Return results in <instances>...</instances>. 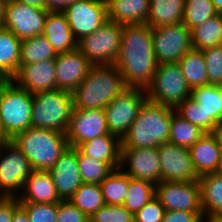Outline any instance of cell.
Returning <instances> with one entry per match:
<instances>
[{
    "mask_svg": "<svg viewBox=\"0 0 222 222\" xmlns=\"http://www.w3.org/2000/svg\"><path fill=\"white\" fill-rule=\"evenodd\" d=\"M123 25L107 21L93 33L80 38L77 49L92 65L115 64L121 45Z\"/></svg>",
    "mask_w": 222,
    "mask_h": 222,
    "instance_id": "obj_8",
    "label": "cell"
},
{
    "mask_svg": "<svg viewBox=\"0 0 222 222\" xmlns=\"http://www.w3.org/2000/svg\"><path fill=\"white\" fill-rule=\"evenodd\" d=\"M73 101L71 93L59 89L34 94L31 127L67 133Z\"/></svg>",
    "mask_w": 222,
    "mask_h": 222,
    "instance_id": "obj_5",
    "label": "cell"
},
{
    "mask_svg": "<svg viewBox=\"0 0 222 222\" xmlns=\"http://www.w3.org/2000/svg\"><path fill=\"white\" fill-rule=\"evenodd\" d=\"M191 91L178 62L159 64L146 88L147 100L171 108L190 97Z\"/></svg>",
    "mask_w": 222,
    "mask_h": 222,
    "instance_id": "obj_7",
    "label": "cell"
},
{
    "mask_svg": "<svg viewBox=\"0 0 222 222\" xmlns=\"http://www.w3.org/2000/svg\"><path fill=\"white\" fill-rule=\"evenodd\" d=\"M203 212L165 211L162 222H203Z\"/></svg>",
    "mask_w": 222,
    "mask_h": 222,
    "instance_id": "obj_45",
    "label": "cell"
},
{
    "mask_svg": "<svg viewBox=\"0 0 222 222\" xmlns=\"http://www.w3.org/2000/svg\"><path fill=\"white\" fill-rule=\"evenodd\" d=\"M20 203H59V198L52 177L48 171L34 170L25 179L21 194L17 197Z\"/></svg>",
    "mask_w": 222,
    "mask_h": 222,
    "instance_id": "obj_21",
    "label": "cell"
},
{
    "mask_svg": "<svg viewBox=\"0 0 222 222\" xmlns=\"http://www.w3.org/2000/svg\"><path fill=\"white\" fill-rule=\"evenodd\" d=\"M12 222H30L28 215L21 206L15 210Z\"/></svg>",
    "mask_w": 222,
    "mask_h": 222,
    "instance_id": "obj_48",
    "label": "cell"
},
{
    "mask_svg": "<svg viewBox=\"0 0 222 222\" xmlns=\"http://www.w3.org/2000/svg\"><path fill=\"white\" fill-rule=\"evenodd\" d=\"M146 100V89L142 88L128 87L119 94L104 108L109 133L122 140Z\"/></svg>",
    "mask_w": 222,
    "mask_h": 222,
    "instance_id": "obj_10",
    "label": "cell"
},
{
    "mask_svg": "<svg viewBox=\"0 0 222 222\" xmlns=\"http://www.w3.org/2000/svg\"><path fill=\"white\" fill-rule=\"evenodd\" d=\"M216 86H217V89L219 91V94H220V97H221V100H222V83H219Z\"/></svg>",
    "mask_w": 222,
    "mask_h": 222,
    "instance_id": "obj_57",
    "label": "cell"
},
{
    "mask_svg": "<svg viewBox=\"0 0 222 222\" xmlns=\"http://www.w3.org/2000/svg\"><path fill=\"white\" fill-rule=\"evenodd\" d=\"M218 141H219V144H220V148H221V152H222V125L219 126L215 131H214Z\"/></svg>",
    "mask_w": 222,
    "mask_h": 222,
    "instance_id": "obj_54",
    "label": "cell"
},
{
    "mask_svg": "<svg viewBox=\"0 0 222 222\" xmlns=\"http://www.w3.org/2000/svg\"><path fill=\"white\" fill-rule=\"evenodd\" d=\"M30 222H57L58 203H20Z\"/></svg>",
    "mask_w": 222,
    "mask_h": 222,
    "instance_id": "obj_40",
    "label": "cell"
},
{
    "mask_svg": "<svg viewBox=\"0 0 222 222\" xmlns=\"http://www.w3.org/2000/svg\"><path fill=\"white\" fill-rule=\"evenodd\" d=\"M203 222H222V215L204 217Z\"/></svg>",
    "mask_w": 222,
    "mask_h": 222,
    "instance_id": "obj_53",
    "label": "cell"
},
{
    "mask_svg": "<svg viewBox=\"0 0 222 222\" xmlns=\"http://www.w3.org/2000/svg\"><path fill=\"white\" fill-rule=\"evenodd\" d=\"M28 158L10 141L0 148V197L17 198L32 172Z\"/></svg>",
    "mask_w": 222,
    "mask_h": 222,
    "instance_id": "obj_9",
    "label": "cell"
},
{
    "mask_svg": "<svg viewBox=\"0 0 222 222\" xmlns=\"http://www.w3.org/2000/svg\"><path fill=\"white\" fill-rule=\"evenodd\" d=\"M69 201L88 217L105 205L100 184L82 183Z\"/></svg>",
    "mask_w": 222,
    "mask_h": 222,
    "instance_id": "obj_33",
    "label": "cell"
},
{
    "mask_svg": "<svg viewBox=\"0 0 222 222\" xmlns=\"http://www.w3.org/2000/svg\"><path fill=\"white\" fill-rule=\"evenodd\" d=\"M11 1L26 3L28 5H32L38 8H45L44 0H11Z\"/></svg>",
    "mask_w": 222,
    "mask_h": 222,
    "instance_id": "obj_50",
    "label": "cell"
},
{
    "mask_svg": "<svg viewBox=\"0 0 222 222\" xmlns=\"http://www.w3.org/2000/svg\"><path fill=\"white\" fill-rule=\"evenodd\" d=\"M105 204L123 205L129 187V176L120 168L114 169L101 183Z\"/></svg>",
    "mask_w": 222,
    "mask_h": 222,
    "instance_id": "obj_35",
    "label": "cell"
},
{
    "mask_svg": "<svg viewBox=\"0 0 222 222\" xmlns=\"http://www.w3.org/2000/svg\"><path fill=\"white\" fill-rule=\"evenodd\" d=\"M218 15H222V0H211Z\"/></svg>",
    "mask_w": 222,
    "mask_h": 222,
    "instance_id": "obj_52",
    "label": "cell"
},
{
    "mask_svg": "<svg viewBox=\"0 0 222 222\" xmlns=\"http://www.w3.org/2000/svg\"><path fill=\"white\" fill-rule=\"evenodd\" d=\"M205 132L197 125L183 119L175 111L172 114L168 142L180 147L190 148Z\"/></svg>",
    "mask_w": 222,
    "mask_h": 222,
    "instance_id": "obj_34",
    "label": "cell"
},
{
    "mask_svg": "<svg viewBox=\"0 0 222 222\" xmlns=\"http://www.w3.org/2000/svg\"><path fill=\"white\" fill-rule=\"evenodd\" d=\"M198 182L203 216L222 215V176L205 174L199 177Z\"/></svg>",
    "mask_w": 222,
    "mask_h": 222,
    "instance_id": "obj_28",
    "label": "cell"
},
{
    "mask_svg": "<svg viewBox=\"0 0 222 222\" xmlns=\"http://www.w3.org/2000/svg\"><path fill=\"white\" fill-rule=\"evenodd\" d=\"M108 20L120 25L146 23L150 0H106Z\"/></svg>",
    "mask_w": 222,
    "mask_h": 222,
    "instance_id": "obj_25",
    "label": "cell"
},
{
    "mask_svg": "<svg viewBox=\"0 0 222 222\" xmlns=\"http://www.w3.org/2000/svg\"><path fill=\"white\" fill-rule=\"evenodd\" d=\"M185 0H150L146 21L151 28L183 23Z\"/></svg>",
    "mask_w": 222,
    "mask_h": 222,
    "instance_id": "obj_27",
    "label": "cell"
},
{
    "mask_svg": "<svg viewBox=\"0 0 222 222\" xmlns=\"http://www.w3.org/2000/svg\"><path fill=\"white\" fill-rule=\"evenodd\" d=\"M77 161L83 183L100 184L114 170L107 162L90 158L78 148Z\"/></svg>",
    "mask_w": 222,
    "mask_h": 222,
    "instance_id": "obj_37",
    "label": "cell"
},
{
    "mask_svg": "<svg viewBox=\"0 0 222 222\" xmlns=\"http://www.w3.org/2000/svg\"><path fill=\"white\" fill-rule=\"evenodd\" d=\"M42 34L47 38L57 54L77 49L78 40L75 38L63 12H48Z\"/></svg>",
    "mask_w": 222,
    "mask_h": 222,
    "instance_id": "obj_22",
    "label": "cell"
},
{
    "mask_svg": "<svg viewBox=\"0 0 222 222\" xmlns=\"http://www.w3.org/2000/svg\"><path fill=\"white\" fill-rule=\"evenodd\" d=\"M178 63L191 90L208 85L207 68L202 50L191 48Z\"/></svg>",
    "mask_w": 222,
    "mask_h": 222,
    "instance_id": "obj_30",
    "label": "cell"
},
{
    "mask_svg": "<svg viewBox=\"0 0 222 222\" xmlns=\"http://www.w3.org/2000/svg\"><path fill=\"white\" fill-rule=\"evenodd\" d=\"M56 56V51L43 34L21 40L20 66L55 59Z\"/></svg>",
    "mask_w": 222,
    "mask_h": 222,
    "instance_id": "obj_32",
    "label": "cell"
},
{
    "mask_svg": "<svg viewBox=\"0 0 222 222\" xmlns=\"http://www.w3.org/2000/svg\"><path fill=\"white\" fill-rule=\"evenodd\" d=\"M205 58L208 84L222 83V45L202 50Z\"/></svg>",
    "mask_w": 222,
    "mask_h": 222,
    "instance_id": "obj_42",
    "label": "cell"
},
{
    "mask_svg": "<svg viewBox=\"0 0 222 222\" xmlns=\"http://www.w3.org/2000/svg\"><path fill=\"white\" fill-rule=\"evenodd\" d=\"M165 211L160 201L154 197L134 214V222H162Z\"/></svg>",
    "mask_w": 222,
    "mask_h": 222,
    "instance_id": "obj_43",
    "label": "cell"
},
{
    "mask_svg": "<svg viewBox=\"0 0 222 222\" xmlns=\"http://www.w3.org/2000/svg\"><path fill=\"white\" fill-rule=\"evenodd\" d=\"M115 65L127 87L146 89L151 84L158 63L154 55L152 28L148 24L123 25Z\"/></svg>",
    "mask_w": 222,
    "mask_h": 222,
    "instance_id": "obj_1",
    "label": "cell"
},
{
    "mask_svg": "<svg viewBox=\"0 0 222 222\" xmlns=\"http://www.w3.org/2000/svg\"><path fill=\"white\" fill-rule=\"evenodd\" d=\"M121 139L113 134L102 135L81 143L77 148L86 156L107 162L113 169L120 168Z\"/></svg>",
    "mask_w": 222,
    "mask_h": 222,
    "instance_id": "obj_24",
    "label": "cell"
},
{
    "mask_svg": "<svg viewBox=\"0 0 222 222\" xmlns=\"http://www.w3.org/2000/svg\"><path fill=\"white\" fill-rule=\"evenodd\" d=\"M109 133L104 109H73L66 133L68 145L77 148L85 141Z\"/></svg>",
    "mask_w": 222,
    "mask_h": 222,
    "instance_id": "obj_17",
    "label": "cell"
},
{
    "mask_svg": "<svg viewBox=\"0 0 222 222\" xmlns=\"http://www.w3.org/2000/svg\"><path fill=\"white\" fill-rule=\"evenodd\" d=\"M175 112L183 119L197 125L206 133V111L202 104L196 102L191 96L181 102Z\"/></svg>",
    "mask_w": 222,
    "mask_h": 222,
    "instance_id": "obj_39",
    "label": "cell"
},
{
    "mask_svg": "<svg viewBox=\"0 0 222 222\" xmlns=\"http://www.w3.org/2000/svg\"><path fill=\"white\" fill-rule=\"evenodd\" d=\"M62 12L77 40L93 33L108 21L106 0H78Z\"/></svg>",
    "mask_w": 222,
    "mask_h": 222,
    "instance_id": "obj_12",
    "label": "cell"
},
{
    "mask_svg": "<svg viewBox=\"0 0 222 222\" xmlns=\"http://www.w3.org/2000/svg\"><path fill=\"white\" fill-rule=\"evenodd\" d=\"M155 197V185L129 177V187L123 206L133 214Z\"/></svg>",
    "mask_w": 222,
    "mask_h": 222,
    "instance_id": "obj_36",
    "label": "cell"
},
{
    "mask_svg": "<svg viewBox=\"0 0 222 222\" xmlns=\"http://www.w3.org/2000/svg\"><path fill=\"white\" fill-rule=\"evenodd\" d=\"M55 60H42L19 66L11 80L20 88L35 94L56 89Z\"/></svg>",
    "mask_w": 222,
    "mask_h": 222,
    "instance_id": "obj_20",
    "label": "cell"
},
{
    "mask_svg": "<svg viewBox=\"0 0 222 222\" xmlns=\"http://www.w3.org/2000/svg\"><path fill=\"white\" fill-rule=\"evenodd\" d=\"M19 206L18 198L0 197V222H12L13 214Z\"/></svg>",
    "mask_w": 222,
    "mask_h": 222,
    "instance_id": "obj_46",
    "label": "cell"
},
{
    "mask_svg": "<svg viewBox=\"0 0 222 222\" xmlns=\"http://www.w3.org/2000/svg\"><path fill=\"white\" fill-rule=\"evenodd\" d=\"M57 222H90V217L69 200H61L58 203Z\"/></svg>",
    "mask_w": 222,
    "mask_h": 222,
    "instance_id": "obj_44",
    "label": "cell"
},
{
    "mask_svg": "<svg viewBox=\"0 0 222 222\" xmlns=\"http://www.w3.org/2000/svg\"><path fill=\"white\" fill-rule=\"evenodd\" d=\"M11 141V139L8 137V135L5 133L1 123H0V148L3 145L8 144Z\"/></svg>",
    "mask_w": 222,
    "mask_h": 222,
    "instance_id": "obj_51",
    "label": "cell"
},
{
    "mask_svg": "<svg viewBox=\"0 0 222 222\" xmlns=\"http://www.w3.org/2000/svg\"><path fill=\"white\" fill-rule=\"evenodd\" d=\"M157 148L161 163V181H198L199 177L194 169L188 148L169 142L163 143Z\"/></svg>",
    "mask_w": 222,
    "mask_h": 222,
    "instance_id": "obj_16",
    "label": "cell"
},
{
    "mask_svg": "<svg viewBox=\"0 0 222 222\" xmlns=\"http://www.w3.org/2000/svg\"><path fill=\"white\" fill-rule=\"evenodd\" d=\"M155 197L166 211L203 212L198 181H161L155 185Z\"/></svg>",
    "mask_w": 222,
    "mask_h": 222,
    "instance_id": "obj_13",
    "label": "cell"
},
{
    "mask_svg": "<svg viewBox=\"0 0 222 222\" xmlns=\"http://www.w3.org/2000/svg\"><path fill=\"white\" fill-rule=\"evenodd\" d=\"M126 88L115 64L92 65L86 78L71 92L73 109H104Z\"/></svg>",
    "mask_w": 222,
    "mask_h": 222,
    "instance_id": "obj_2",
    "label": "cell"
},
{
    "mask_svg": "<svg viewBox=\"0 0 222 222\" xmlns=\"http://www.w3.org/2000/svg\"><path fill=\"white\" fill-rule=\"evenodd\" d=\"M55 60L56 89L71 93L87 76L92 64L78 50L58 53Z\"/></svg>",
    "mask_w": 222,
    "mask_h": 222,
    "instance_id": "obj_19",
    "label": "cell"
},
{
    "mask_svg": "<svg viewBox=\"0 0 222 222\" xmlns=\"http://www.w3.org/2000/svg\"><path fill=\"white\" fill-rule=\"evenodd\" d=\"M217 15L211 0H185L183 23L192 30Z\"/></svg>",
    "mask_w": 222,
    "mask_h": 222,
    "instance_id": "obj_38",
    "label": "cell"
},
{
    "mask_svg": "<svg viewBox=\"0 0 222 222\" xmlns=\"http://www.w3.org/2000/svg\"><path fill=\"white\" fill-rule=\"evenodd\" d=\"M21 40L9 29L0 28V70L11 79L20 66Z\"/></svg>",
    "mask_w": 222,
    "mask_h": 222,
    "instance_id": "obj_29",
    "label": "cell"
},
{
    "mask_svg": "<svg viewBox=\"0 0 222 222\" xmlns=\"http://www.w3.org/2000/svg\"><path fill=\"white\" fill-rule=\"evenodd\" d=\"M11 141L28 158L33 170L48 171L68 148L66 133L30 127Z\"/></svg>",
    "mask_w": 222,
    "mask_h": 222,
    "instance_id": "obj_4",
    "label": "cell"
},
{
    "mask_svg": "<svg viewBox=\"0 0 222 222\" xmlns=\"http://www.w3.org/2000/svg\"><path fill=\"white\" fill-rule=\"evenodd\" d=\"M48 172L59 198L69 200L83 183L77 161V148L68 146Z\"/></svg>",
    "mask_w": 222,
    "mask_h": 222,
    "instance_id": "obj_18",
    "label": "cell"
},
{
    "mask_svg": "<svg viewBox=\"0 0 222 222\" xmlns=\"http://www.w3.org/2000/svg\"><path fill=\"white\" fill-rule=\"evenodd\" d=\"M10 79L0 70V87L5 85Z\"/></svg>",
    "mask_w": 222,
    "mask_h": 222,
    "instance_id": "obj_55",
    "label": "cell"
},
{
    "mask_svg": "<svg viewBox=\"0 0 222 222\" xmlns=\"http://www.w3.org/2000/svg\"><path fill=\"white\" fill-rule=\"evenodd\" d=\"M189 150L198 177L216 173L221 148L214 132L205 133Z\"/></svg>",
    "mask_w": 222,
    "mask_h": 222,
    "instance_id": "obj_23",
    "label": "cell"
},
{
    "mask_svg": "<svg viewBox=\"0 0 222 222\" xmlns=\"http://www.w3.org/2000/svg\"><path fill=\"white\" fill-rule=\"evenodd\" d=\"M78 0H44L45 8L48 11H60L62 12L69 4Z\"/></svg>",
    "mask_w": 222,
    "mask_h": 222,
    "instance_id": "obj_47",
    "label": "cell"
},
{
    "mask_svg": "<svg viewBox=\"0 0 222 222\" xmlns=\"http://www.w3.org/2000/svg\"><path fill=\"white\" fill-rule=\"evenodd\" d=\"M33 96L11 79L0 87V123L10 139L31 127Z\"/></svg>",
    "mask_w": 222,
    "mask_h": 222,
    "instance_id": "obj_6",
    "label": "cell"
},
{
    "mask_svg": "<svg viewBox=\"0 0 222 222\" xmlns=\"http://www.w3.org/2000/svg\"><path fill=\"white\" fill-rule=\"evenodd\" d=\"M90 222H134V214L123 205L105 204L90 217Z\"/></svg>",
    "mask_w": 222,
    "mask_h": 222,
    "instance_id": "obj_41",
    "label": "cell"
},
{
    "mask_svg": "<svg viewBox=\"0 0 222 222\" xmlns=\"http://www.w3.org/2000/svg\"><path fill=\"white\" fill-rule=\"evenodd\" d=\"M192 48L204 50L222 45V15H215L191 30Z\"/></svg>",
    "mask_w": 222,
    "mask_h": 222,
    "instance_id": "obj_31",
    "label": "cell"
},
{
    "mask_svg": "<svg viewBox=\"0 0 222 222\" xmlns=\"http://www.w3.org/2000/svg\"><path fill=\"white\" fill-rule=\"evenodd\" d=\"M48 12L46 8L9 0L3 27L13 32L20 40L38 36L43 33Z\"/></svg>",
    "mask_w": 222,
    "mask_h": 222,
    "instance_id": "obj_14",
    "label": "cell"
},
{
    "mask_svg": "<svg viewBox=\"0 0 222 222\" xmlns=\"http://www.w3.org/2000/svg\"><path fill=\"white\" fill-rule=\"evenodd\" d=\"M175 108L146 100L122 138L121 148H157L168 142Z\"/></svg>",
    "mask_w": 222,
    "mask_h": 222,
    "instance_id": "obj_3",
    "label": "cell"
},
{
    "mask_svg": "<svg viewBox=\"0 0 222 222\" xmlns=\"http://www.w3.org/2000/svg\"><path fill=\"white\" fill-rule=\"evenodd\" d=\"M216 173L222 176V152L220 154L219 164Z\"/></svg>",
    "mask_w": 222,
    "mask_h": 222,
    "instance_id": "obj_56",
    "label": "cell"
},
{
    "mask_svg": "<svg viewBox=\"0 0 222 222\" xmlns=\"http://www.w3.org/2000/svg\"><path fill=\"white\" fill-rule=\"evenodd\" d=\"M158 148H121L120 169L130 178L161 182Z\"/></svg>",
    "mask_w": 222,
    "mask_h": 222,
    "instance_id": "obj_15",
    "label": "cell"
},
{
    "mask_svg": "<svg viewBox=\"0 0 222 222\" xmlns=\"http://www.w3.org/2000/svg\"><path fill=\"white\" fill-rule=\"evenodd\" d=\"M9 0H0V28L4 26L6 18V8Z\"/></svg>",
    "mask_w": 222,
    "mask_h": 222,
    "instance_id": "obj_49",
    "label": "cell"
},
{
    "mask_svg": "<svg viewBox=\"0 0 222 222\" xmlns=\"http://www.w3.org/2000/svg\"><path fill=\"white\" fill-rule=\"evenodd\" d=\"M191 97L206 111V133L214 132L222 125V100L216 85L193 88Z\"/></svg>",
    "mask_w": 222,
    "mask_h": 222,
    "instance_id": "obj_26",
    "label": "cell"
},
{
    "mask_svg": "<svg viewBox=\"0 0 222 222\" xmlns=\"http://www.w3.org/2000/svg\"><path fill=\"white\" fill-rule=\"evenodd\" d=\"M152 41L158 65L179 62L192 48L191 30L184 23L152 28Z\"/></svg>",
    "mask_w": 222,
    "mask_h": 222,
    "instance_id": "obj_11",
    "label": "cell"
}]
</instances>
